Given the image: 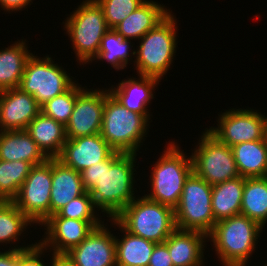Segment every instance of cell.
I'll use <instances>...</instances> for the list:
<instances>
[{
    "mask_svg": "<svg viewBox=\"0 0 267 266\" xmlns=\"http://www.w3.org/2000/svg\"><path fill=\"white\" fill-rule=\"evenodd\" d=\"M0 159L22 160L37 165L49 159L26 130H7L0 135Z\"/></svg>",
    "mask_w": 267,
    "mask_h": 266,
    "instance_id": "obj_22",
    "label": "cell"
},
{
    "mask_svg": "<svg viewBox=\"0 0 267 266\" xmlns=\"http://www.w3.org/2000/svg\"><path fill=\"white\" fill-rule=\"evenodd\" d=\"M240 214L263 228L267 222V177L245 178Z\"/></svg>",
    "mask_w": 267,
    "mask_h": 266,
    "instance_id": "obj_28",
    "label": "cell"
},
{
    "mask_svg": "<svg viewBox=\"0 0 267 266\" xmlns=\"http://www.w3.org/2000/svg\"><path fill=\"white\" fill-rule=\"evenodd\" d=\"M169 13L170 9H167L165 5L158 4L153 0H146L119 23L114 30L124 39L140 40Z\"/></svg>",
    "mask_w": 267,
    "mask_h": 266,
    "instance_id": "obj_21",
    "label": "cell"
},
{
    "mask_svg": "<svg viewBox=\"0 0 267 266\" xmlns=\"http://www.w3.org/2000/svg\"><path fill=\"white\" fill-rule=\"evenodd\" d=\"M44 251L47 253V249L40 242H35L30 248L18 250V266H46L45 260L41 258L45 254Z\"/></svg>",
    "mask_w": 267,
    "mask_h": 266,
    "instance_id": "obj_35",
    "label": "cell"
},
{
    "mask_svg": "<svg viewBox=\"0 0 267 266\" xmlns=\"http://www.w3.org/2000/svg\"><path fill=\"white\" fill-rule=\"evenodd\" d=\"M148 266H173L168 248L164 243L155 245Z\"/></svg>",
    "mask_w": 267,
    "mask_h": 266,
    "instance_id": "obj_36",
    "label": "cell"
},
{
    "mask_svg": "<svg viewBox=\"0 0 267 266\" xmlns=\"http://www.w3.org/2000/svg\"><path fill=\"white\" fill-rule=\"evenodd\" d=\"M114 152L99 133L67 139L57 159L80 173L95 163L107 160Z\"/></svg>",
    "mask_w": 267,
    "mask_h": 266,
    "instance_id": "obj_16",
    "label": "cell"
},
{
    "mask_svg": "<svg viewBox=\"0 0 267 266\" xmlns=\"http://www.w3.org/2000/svg\"><path fill=\"white\" fill-rule=\"evenodd\" d=\"M25 130L48 158H57L67 141L65 126L42 112Z\"/></svg>",
    "mask_w": 267,
    "mask_h": 266,
    "instance_id": "obj_23",
    "label": "cell"
},
{
    "mask_svg": "<svg viewBox=\"0 0 267 266\" xmlns=\"http://www.w3.org/2000/svg\"><path fill=\"white\" fill-rule=\"evenodd\" d=\"M34 225L14 204L0 200V246L19 243L28 226Z\"/></svg>",
    "mask_w": 267,
    "mask_h": 266,
    "instance_id": "obj_30",
    "label": "cell"
},
{
    "mask_svg": "<svg viewBox=\"0 0 267 266\" xmlns=\"http://www.w3.org/2000/svg\"><path fill=\"white\" fill-rule=\"evenodd\" d=\"M95 227L66 257L74 266H117L115 236L107 224ZM107 226V227H106Z\"/></svg>",
    "mask_w": 267,
    "mask_h": 266,
    "instance_id": "obj_15",
    "label": "cell"
},
{
    "mask_svg": "<svg viewBox=\"0 0 267 266\" xmlns=\"http://www.w3.org/2000/svg\"><path fill=\"white\" fill-rule=\"evenodd\" d=\"M245 177H236L225 182L212 185V211L215 221L239 215Z\"/></svg>",
    "mask_w": 267,
    "mask_h": 266,
    "instance_id": "obj_25",
    "label": "cell"
},
{
    "mask_svg": "<svg viewBox=\"0 0 267 266\" xmlns=\"http://www.w3.org/2000/svg\"><path fill=\"white\" fill-rule=\"evenodd\" d=\"M67 73L62 66L54 63L49 55L42 58L32 53L25 64L19 88L32 95L42 106L69 90L77 82Z\"/></svg>",
    "mask_w": 267,
    "mask_h": 266,
    "instance_id": "obj_9",
    "label": "cell"
},
{
    "mask_svg": "<svg viewBox=\"0 0 267 266\" xmlns=\"http://www.w3.org/2000/svg\"><path fill=\"white\" fill-rule=\"evenodd\" d=\"M33 245V243L30 245L27 244V246L16 244V246L14 245V247H9V249L4 252L0 251V266H18V250H24L32 247Z\"/></svg>",
    "mask_w": 267,
    "mask_h": 266,
    "instance_id": "obj_37",
    "label": "cell"
},
{
    "mask_svg": "<svg viewBox=\"0 0 267 266\" xmlns=\"http://www.w3.org/2000/svg\"><path fill=\"white\" fill-rule=\"evenodd\" d=\"M131 44V40L124 39L114 29H109L101 39L98 54L93 61L105 60L116 71L124 70L132 56H135V48L132 50L134 44Z\"/></svg>",
    "mask_w": 267,
    "mask_h": 266,
    "instance_id": "obj_29",
    "label": "cell"
},
{
    "mask_svg": "<svg viewBox=\"0 0 267 266\" xmlns=\"http://www.w3.org/2000/svg\"><path fill=\"white\" fill-rule=\"evenodd\" d=\"M114 219L131 234L155 243H163L177 228L174 209L145 195L132 200Z\"/></svg>",
    "mask_w": 267,
    "mask_h": 266,
    "instance_id": "obj_6",
    "label": "cell"
},
{
    "mask_svg": "<svg viewBox=\"0 0 267 266\" xmlns=\"http://www.w3.org/2000/svg\"><path fill=\"white\" fill-rule=\"evenodd\" d=\"M102 220H77L59 217L57 214L49 216L40 227L46 230L39 242L54 256H64L73 247L78 246L87 235L100 226ZM46 227V228H45ZM46 234V235H45Z\"/></svg>",
    "mask_w": 267,
    "mask_h": 266,
    "instance_id": "obj_13",
    "label": "cell"
},
{
    "mask_svg": "<svg viewBox=\"0 0 267 266\" xmlns=\"http://www.w3.org/2000/svg\"><path fill=\"white\" fill-rule=\"evenodd\" d=\"M197 144L191 154L193 172L197 176L210 185L240 176L232 148L220 142L207 128Z\"/></svg>",
    "mask_w": 267,
    "mask_h": 266,
    "instance_id": "obj_10",
    "label": "cell"
},
{
    "mask_svg": "<svg viewBox=\"0 0 267 266\" xmlns=\"http://www.w3.org/2000/svg\"><path fill=\"white\" fill-rule=\"evenodd\" d=\"M52 158L33 165L17 196L12 200L16 207L39 226L50 216Z\"/></svg>",
    "mask_w": 267,
    "mask_h": 266,
    "instance_id": "obj_11",
    "label": "cell"
},
{
    "mask_svg": "<svg viewBox=\"0 0 267 266\" xmlns=\"http://www.w3.org/2000/svg\"><path fill=\"white\" fill-rule=\"evenodd\" d=\"M41 112L35 98L19 87L0 91V128L25 130L28 124Z\"/></svg>",
    "mask_w": 267,
    "mask_h": 266,
    "instance_id": "obj_17",
    "label": "cell"
},
{
    "mask_svg": "<svg viewBox=\"0 0 267 266\" xmlns=\"http://www.w3.org/2000/svg\"><path fill=\"white\" fill-rule=\"evenodd\" d=\"M99 210L95 207L90 193L85 194L71 200L62 207L56 214L59 217L77 220H100ZM98 212V213H97Z\"/></svg>",
    "mask_w": 267,
    "mask_h": 266,
    "instance_id": "obj_34",
    "label": "cell"
},
{
    "mask_svg": "<svg viewBox=\"0 0 267 266\" xmlns=\"http://www.w3.org/2000/svg\"><path fill=\"white\" fill-rule=\"evenodd\" d=\"M30 2L32 3V0H0V8L8 13H13L27 8V5H31Z\"/></svg>",
    "mask_w": 267,
    "mask_h": 266,
    "instance_id": "obj_38",
    "label": "cell"
},
{
    "mask_svg": "<svg viewBox=\"0 0 267 266\" xmlns=\"http://www.w3.org/2000/svg\"><path fill=\"white\" fill-rule=\"evenodd\" d=\"M26 161H4L0 159V200L12 201L32 168Z\"/></svg>",
    "mask_w": 267,
    "mask_h": 266,
    "instance_id": "obj_31",
    "label": "cell"
},
{
    "mask_svg": "<svg viewBox=\"0 0 267 266\" xmlns=\"http://www.w3.org/2000/svg\"><path fill=\"white\" fill-rule=\"evenodd\" d=\"M52 255V259L50 258L49 266H74L66 257L64 256H54Z\"/></svg>",
    "mask_w": 267,
    "mask_h": 266,
    "instance_id": "obj_39",
    "label": "cell"
},
{
    "mask_svg": "<svg viewBox=\"0 0 267 266\" xmlns=\"http://www.w3.org/2000/svg\"><path fill=\"white\" fill-rule=\"evenodd\" d=\"M65 19L64 30L70 37L79 64L92 63L98 54L101 39L109 30L103 10L95 0H83Z\"/></svg>",
    "mask_w": 267,
    "mask_h": 266,
    "instance_id": "obj_7",
    "label": "cell"
},
{
    "mask_svg": "<svg viewBox=\"0 0 267 266\" xmlns=\"http://www.w3.org/2000/svg\"><path fill=\"white\" fill-rule=\"evenodd\" d=\"M231 148L241 177H267V137L239 143Z\"/></svg>",
    "mask_w": 267,
    "mask_h": 266,
    "instance_id": "obj_26",
    "label": "cell"
},
{
    "mask_svg": "<svg viewBox=\"0 0 267 266\" xmlns=\"http://www.w3.org/2000/svg\"><path fill=\"white\" fill-rule=\"evenodd\" d=\"M138 76V79L136 77L124 79L115 87L112 85L108 89L110 94L128 110L143 115L149 121L152 115L147 108L154 99L155 87L161 80L157 77Z\"/></svg>",
    "mask_w": 267,
    "mask_h": 266,
    "instance_id": "obj_18",
    "label": "cell"
},
{
    "mask_svg": "<svg viewBox=\"0 0 267 266\" xmlns=\"http://www.w3.org/2000/svg\"><path fill=\"white\" fill-rule=\"evenodd\" d=\"M171 12L148 31L140 40L135 50L134 67L138 75L157 77L166 75L176 56L177 21Z\"/></svg>",
    "mask_w": 267,
    "mask_h": 266,
    "instance_id": "obj_3",
    "label": "cell"
},
{
    "mask_svg": "<svg viewBox=\"0 0 267 266\" xmlns=\"http://www.w3.org/2000/svg\"><path fill=\"white\" fill-rule=\"evenodd\" d=\"M207 239L204 233L176 228L163 243L168 248L173 266H204Z\"/></svg>",
    "mask_w": 267,
    "mask_h": 266,
    "instance_id": "obj_19",
    "label": "cell"
},
{
    "mask_svg": "<svg viewBox=\"0 0 267 266\" xmlns=\"http://www.w3.org/2000/svg\"><path fill=\"white\" fill-rule=\"evenodd\" d=\"M150 122L143 115L128 110L105 89L100 135L115 152L138 154Z\"/></svg>",
    "mask_w": 267,
    "mask_h": 266,
    "instance_id": "obj_4",
    "label": "cell"
},
{
    "mask_svg": "<svg viewBox=\"0 0 267 266\" xmlns=\"http://www.w3.org/2000/svg\"><path fill=\"white\" fill-rule=\"evenodd\" d=\"M123 234L122 238L115 235L117 266H148L153 249L157 243L131 234L114 218L109 219Z\"/></svg>",
    "mask_w": 267,
    "mask_h": 266,
    "instance_id": "obj_24",
    "label": "cell"
},
{
    "mask_svg": "<svg viewBox=\"0 0 267 266\" xmlns=\"http://www.w3.org/2000/svg\"><path fill=\"white\" fill-rule=\"evenodd\" d=\"M105 104V90L88 89L76 97L70 119L65 126L67 139L99 134Z\"/></svg>",
    "mask_w": 267,
    "mask_h": 266,
    "instance_id": "obj_14",
    "label": "cell"
},
{
    "mask_svg": "<svg viewBox=\"0 0 267 266\" xmlns=\"http://www.w3.org/2000/svg\"><path fill=\"white\" fill-rule=\"evenodd\" d=\"M51 187L50 216L56 214L71 200L87 192L80 173L65 166L57 158H52Z\"/></svg>",
    "mask_w": 267,
    "mask_h": 266,
    "instance_id": "obj_20",
    "label": "cell"
},
{
    "mask_svg": "<svg viewBox=\"0 0 267 266\" xmlns=\"http://www.w3.org/2000/svg\"><path fill=\"white\" fill-rule=\"evenodd\" d=\"M217 127L207 130L229 147L267 137V116L254 109H229L219 114Z\"/></svg>",
    "mask_w": 267,
    "mask_h": 266,
    "instance_id": "obj_12",
    "label": "cell"
},
{
    "mask_svg": "<svg viewBox=\"0 0 267 266\" xmlns=\"http://www.w3.org/2000/svg\"><path fill=\"white\" fill-rule=\"evenodd\" d=\"M262 229L256 221L239 214L217 221L207 240L213 243L223 266H246L256 250Z\"/></svg>",
    "mask_w": 267,
    "mask_h": 266,
    "instance_id": "obj_2",
    "label": "cell"
},
{
    "mask_svg": "<svg viewBox=\"0 0 267 266\" xmlns=\"http://www.w3.org/2000/svg\"><path fill=\"white\" fill-rule=\"evenodd\" d=\"M151 169L150 193L145 196L175 209L179 204L186 179L193 172L191 155L181 151L178 143L169 142Z\"/></svg>",
    "mask_w": 267,
    "mask_h": 266,
    "instance_id": "obj_5",
    "label": "cell"
},
{
    "mask_svg": "<svg viewBox=\"0 0 267 266\" xmlns=\"http://www.w3.org/2000/svg\"><path fill=\"white\" fill-rule=\"evenodd\" d=\"M136 156L135 153L114 152L107 160L80 172L84 188L90 193L95 207L109 219L115 218L136 198Z\"/></svg>",
    "mask_w": 267,
    "mask_h": 266,
    "instance_id": "obj_1",
    "label": "cell"
},
{
    "mask_svg": "<svg viewBox=\"0 0 267 266\" xmlns=\"http://www.w3.org/2000/svg\"><path fill=\"white\" fill-rule=\"evenodd\" d=\"M212 185L192 172L174 209L176 227L208 235L216 224L212 211Z\"/></svg>",
    "mask_w": 267,
    "mask_h": 266,
    "instance_id": "obj_8",
    "label": "cell"
},
{
    "mask_svg": "<svg viewBox=\"0 0 267 266\" xmlns=\"http://www.w3.org/2000/svg\"><path fill=\"white\" fill-rule=\"evenodd\" d=\"M78 82L63 94L52 98L41 106V112L55 121L67 125L73 111L76 97L85 89Z\"/></svg>",
    "mask_w": 267,
    "mask_h": 266,
    "instance_id": "obj_32",
    "label": "cell"
},
{
    "mask_svg": "<svg viewBox=\"0 0 267 266\" xmlns=\"http://www.w3.org/2000/svg\"><path fill=\"white\" fill-rule=\"evenodd\" d=\"M103 10L106 24L114 29L129 14L136 10L146 0H95Z\"/></svg>",
    "mask_w": 267,
    "mask_h": 266,
    "instance_id": "obj_33",
    "label": "cell"
},
{
    "mask_svg": "<svg viewBox=\"0 0 267 266\" xmlns=\"http://www.w3.org/2000/svg\"><path fill=\"white\" fill-rule=\"evenodd\" d=\"M26 42L21 39L0 49V91L19 87L25 64L32 55Z\"/></svg>",
    "mask_w": 267,
    "mask_h": 266,
    "instance_id": "obj_27",
    "label": "cell"
}]
</instances>
